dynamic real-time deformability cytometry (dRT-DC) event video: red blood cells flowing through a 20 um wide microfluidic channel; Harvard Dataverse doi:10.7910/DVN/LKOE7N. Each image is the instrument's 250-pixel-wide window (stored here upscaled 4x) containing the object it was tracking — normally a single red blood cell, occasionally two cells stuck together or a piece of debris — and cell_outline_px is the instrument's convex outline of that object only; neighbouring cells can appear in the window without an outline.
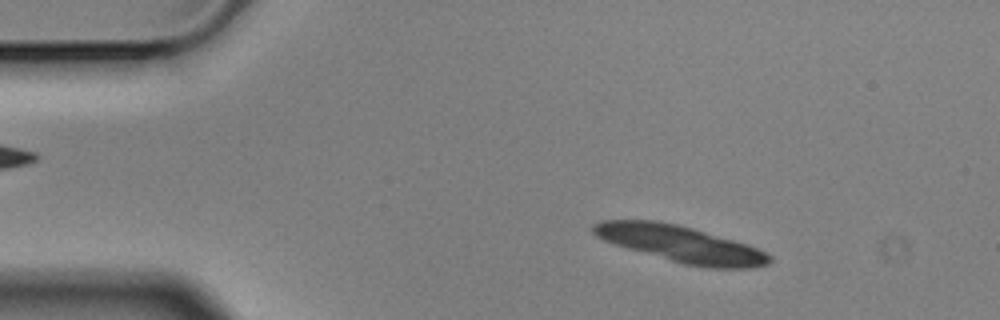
{"species": "Egyptian fruit bat (a non-hibernating species)", "species_latin": "Rousettus aegyptiacus", "temperature_condition": "cold", "stored_images_in_passage": 6, "segment_of_instrument_passage": [1, 2], "camera_frame_rate_fps": 3000, "um_per_image_px": 0.085, "animal": {"sex": "male"}, "frame": {"image": 1, "passage_image": 3, "time_ms": 0.667, "image_size_px": [1000, 320], "cell_outline_px": [[772, 260], [768, 264], [756, 268], [708, 268], [684, 264], [628, 248], [604, 240], [596, 236], [592, 232], [592, 224], [600, 220], [656, 220], [676, 224], [692, 228], [748, 244], [772, 256]], "centroid_in_image_um": [57.87, 20.74], "position_along_channel_um": 27.1, "area_um2": 37.22}}